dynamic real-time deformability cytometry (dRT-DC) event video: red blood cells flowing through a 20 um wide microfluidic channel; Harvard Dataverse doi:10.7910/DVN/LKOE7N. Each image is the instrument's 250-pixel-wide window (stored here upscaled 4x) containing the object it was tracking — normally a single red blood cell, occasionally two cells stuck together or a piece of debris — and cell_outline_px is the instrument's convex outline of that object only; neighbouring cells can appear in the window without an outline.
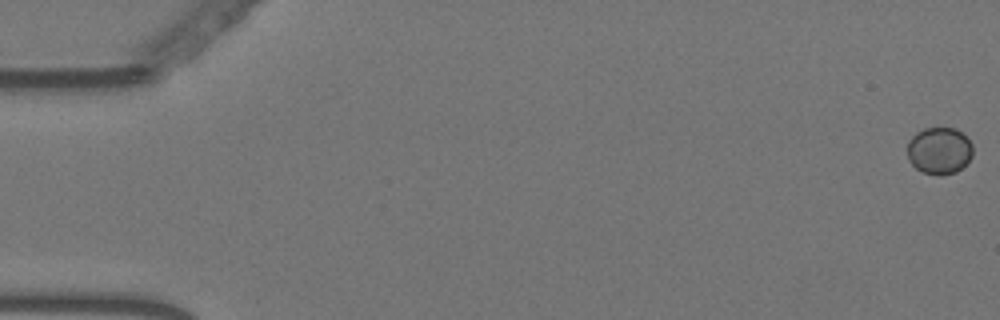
{"species": "Egyptian fruit bat (a non-hibernating species)", "species_latin": "Rousettus aegyptiacus", "temperature_condition": "warm", "stored_images_in_passage": 7, "camera_frame_rate_fps": 3000, "um_per_image_px": 0.085, "animal": {"sex": "female"}, "frame": {"image": 1, "passage_image": 1, "time_ms": 0.0, "image_size_px": [1000, 320], "cell_outline_px": [[972, 156], [956, 172], [940, 176], [936, 176], [924, 172], [916, 168], [908, 160], [908, 140], [916, 132], [924, 128], [956, 128], [972, 144]], "centroid_in_image_um": [79.81, 12.81], "position_along_channel_um": 5.2, "area_um2": 17.86}}